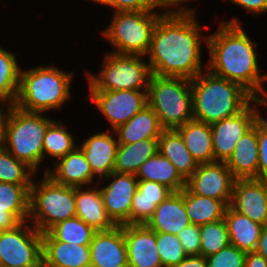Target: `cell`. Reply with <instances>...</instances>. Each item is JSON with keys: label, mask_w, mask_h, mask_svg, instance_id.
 I'll return each mask as SVG.
<instances>
[{"label": "cell", "mask_w": 267, "mask_h": 267, "mask_svg": "<svg viewBox=\"0 0 267 267\" xmlns=\"http://www.w3.org/2000/svg\"><path fill=\"white\" fill-rule=\"evenodd\" d=\"M197 16L169 14L158 19L146 55L152 74L191 80L207 69L202 53L208 34L202 33L210 27L202 25Z\"/></svg>", "instance_id": "6da1fadb"}, {"label": "cell", "mask_w": 267, "mask_h": 267, "mask_svg": "<svg viewBox=\"0 0 267 267\" xmlns=\"http://www.w3.org/2000/svg\"><path fill=\"white\" fill-rule=\"evenodd\" d=\"M219 22L216 31L208 34L207 69L241 85L250 94L264 89L267 72L261 73L264 70L259 67L258 43L243 29L237 17Z\"/></svg>", "instance_id": "7a4b0ae2"}, {"label": "cell", "mask_w": 267, "mask_h": 267, "mask_svg": "<svg viewBox=\"0 0 267 267\" xmlns=\"http://www.w3.org/2000/svg\"><path fill=\"white\" fill-rule=\"evenodd\" d=\"M73 73V74H72ZM74 72L65 71L57 65H38L22 68L19 90L14 105L28 112L52 113L62 110L70 99Z\"/></svg>", "instance_id": "3957f363"}, {"label": "cell", "mask_w": 267, "mask_h": 267, "mask_svg": "<svg viewBox=\"0 0 267 267\" xmlns=\"http://www.w3.org/2000/svg\"><path fill=\"white\" fill-rule=\"evenodd\" d=\"M194 119L212 125L241 112L250 103V93L241 85L208 69L190 80Z\"/></svg>", "instance_id": "277c9868"}, {"label": "cell", "mask_w": 267, "mask_h": 267, "mask_svg": "<svg viewBox=\"0 0 267 267\" xmlns=\"http://www.w3.org/2000/svg\"><path fill=\"white\" fill-rule=\"evenodd\" d=\"M43 112H28L13 106L6 127L3 147L39 174L43 163V139L55 120Z\"/></svg>", "instance_id": "5b68a950"}, {"label": "cell", "mask_w": 267, "mask_h": 267, "mask_svg": "<svg viewBox=\"0 0 267 267\" xmlns=\"http://www.w3.org/2000/svg\"><path fill=\"white\" fill-rule=\"evenodd\" d=\"M142 55L117 54L108 51L103 55L98 73L85 71L88 91H148L152 76L150 65ZM146 60V61H145Z\"/></svg>", "instance_id": "8992f818"}, {"label": "cell", "mask_w": 267, "mask_h": 267, "mask_svg": "<svg viewBox=\"0 0 267 267\" xmlns=\"http://www.w3.org/2000/svg\"><path fill=\"white\" fill-rule=\"evenodd\" d=\"M36 179L30 188L28 221L44 233L76 216L75 187L57 184L46 174Z\"/></svg>", "instance_id": "52a82bcc"}, {"label": "cell", "mask_w": 267, "mask_h": 267, "mask_svg": "<svg viewBox=\"0 0 267 267\" xmlns=\"http://www.w3.org/2000/svg\"><path fill=\"white\" fill-rule=\"evenodd\" d=\"M147 103L164 129H176L194 119L190 79L152 74Z\"/></svg>", "instance_id": "ba28073f"}, {"label": "cell", "mask_w": 267, "mask_h": 267, "mask_svg": "<svg viewBox=\"0 0 267 267\" xmlns=\"http://www.w3.org/2000/svg\"><path fill=\"white\" fill-rule=\"evenodd\" d=\"M112 19L101 37L109 43L117 54L146 56L154 27L163 15L158 11L113 12Z\"/></svg>", "instance_id": "9c48e42d"}, {"label": "cell", "mask_w": 267, "mask_h": 267, "mask_svg": "<svg viewBox=\"0 0 267 267\" xmlns=\"http://www.w3.org/2000/svg\"><path fill=\"white\" fill-rule=\"evenodd\" d=\"M42 259V233L29 221L0 231V267H30Z\"/></svg>", "instance_id": "30bf717a"}, {"label": "cell", "mask_w": 267, "mask_h": 267, "mask_svg": "<svg viewBox=\"0 0 267 267\" xmlns=\"http://www.w3.org/2000/svg\"><path fill=\"white\" fill-rule=\"evenodd\" d=\"M85 98L106 119L109 129L128 122L147 103V91H89Z\"/></svg>", "instance_id": "8fae6325"}, {"label": "cell", "mask_w": 267, "mask_h": 267, "mask_svg": "<svg viewBox=\"0 0 267 267\" xmlns=\"http://www.w3.org/2000/svg\"><path fill=\"white\" fill-rule=\"evenodd\" d=\"M104 208L116 225H130V211L133 197L138 189L135 174L112 172L99 180ZM106 182L105 185L102 182Z\"/></svg>", "instance_id": "7c38bea8"}, {"label": "cell", "mask_w": 267, "mask_h": 267, "mask_svg": "<svg viewBox=\"0 0 267 267\" xmlns=\"http://www.w3.org/2000/svg\"><path fill=\"white\" fill-rule=\"evenodd\" d=\"M235 178L226 162L198 164L191 177L186 180V188L194 194L231 202Z\"/></svg>", "instance_id": "4fadbf2b"}, {"label": "cell", "mask_w": 267, "mask_h": 267, "mask_svg": "<svg viewBox=\"0 0 267 267\" xmlns=\"http://www.w3.org/2000/svg\"><path fill=\"white\" fill-rule=\"evenodd\" d=\"M255 125L254 111L249 103L241 112L211 125L214 162H226L239 139Z\"/></svg>", "instance_id": "5bb4252c"}, {"label": "cell", "mask_w": 267, "mask_h": 267, "mask_svg": "<svg viewBox=\"0 0 267 267\" xmlns=\"http://www.w3.org/2000/svg\"><path fill=\"white\" fill-rule=\"evenodd\" d=\"M229 206L252 221L267 225V181L235 179Z\"/></svg>", "instance_id": "9a60e30c"}, {"label": "cell", "mask_w": 267, "mask_h": 267, "mask_svg": "<svg viewBox=\"0 0 267 267\" xmlns=\"http://www.w3.org/2000/svg\"><path fill=\"white\" fill-rule=\"evenodd\" d=\"M89 246L90 267H128L124 225L96 231Z\"/></svg>", "instance_id": "2e32d148"}, {"label": "cell", "mask_w": 267, "mask_h": 267, "mask_svg": "<svg viewBox=\"0 0 267 267\" xmlns=\"http://www.w3.org/2000/svg\"><path fill=\"white\" fill-rule=\"evenodd\" d=\"M128 267H163L156 232L146 224L124 225Z\"/></svg>", "instance_id": "e0dca14e"}, {"label": "cell", "mask_w": 267, "mask_h": 267, "mask_svg": "<svg viewBox=\"0 0 267 267\" xmlns=\"http://www.w3.org/2000/svg\"><path fill=\"white\" fill-rule=\"evenodd\" d=\"M90 165L93 175L102 179L114 172L118 141L114 130L107 129L91 134L78 145Z\"/></svg>", "instance_id": "ac0fdd59"}, {"label": "cell", "mask_w": 267, "mask_h": 267, "mask_svg": "<svg viewBox=\"0 0 267 267\" xmlns=\"http://www.w3.org/2000/svg\"><path fill=\"white\" fill-rule=\"evenodd\" d=\"M43 170V174L48 175L55 183L69 187L77 188L99 182L93 175L85 154L79 146L66 156L59 158L54 162V166H47Z\"/></svg>", "instance_id": "d6986e66"}, {"label": "cell", "mask_w": 267, "mask_h": 267, "mask_svg": "<svg viewBox=\"0 0 267 267\" xmlns=\"http://www.w3.org/2000/svg\"><path fill=\"white\" fill-rule=\"evenodd\" d=\"M99 185L100 182L75 188L76 217L95 231H107L116 224L107 215Z\"/></svg>", "instance_id": "ffe728a7"}, {"label": "cell", "mask_w": 267, "mask_h": 267, "mask_svg": "<svg viewBox=\"0 0 267 267\" xmlns=\"http://www.w3.org/2000/svg\"><path fill=\"white\" fill-rule=\"evenodd\" d=\"M42 259L48 267H90V246L56 241L44 232Z\"/></svg>", "instance_id": "44dd1931"}, {"label": "cell", "mask_w": 267, "mask_h": 267, "mask_svg": "<svg viewBox=\"0 0 267 267\" xmlns=\"http://www.w3.org/2000/svg\"><path fill=\"white\" fill-rule=\"evenodd\" d=\"M31 186L0 182V231L28 221Z\"/></svg>", "instance_id": "7402d4cb"}, {"label": "cell", "mask_w": 267, "mask_h": 267, "mask_svg": "<svg viewBox=\"0 0 267 267\" xmlns=\"http://www.w3.org/2000/svg\"><path fill=\"white\" fill-rule=\"evenodd\" d=\"M190 223L184 207V188L173 192L154 210L153 216L146 225L156 233L177 235Z\"/></svg>", "instance_id": "603a6c76"}, {"label": "cell", "mask_w": 267, "mask_h": 267, "mask_svg": "<svg viewBox=\"0 0 267 267\" xmlns=\"http://www.w3.org/2000/svg\"><path fill=\"white\" fill-rule=\"evenodd\" d=\"M258 157V126L255 124L239 139L226 165L235 179H257Z\"/></svg>", "instance_id": "cb8c5ba5"}, {"label": "cell", "mask_w": 267, "mask_h": 267, "mask_svg": "<svg viewBox=\"0 0 267 267\" xmlns=\"http://www.w3.org/2000/svg\"><path fill=\"white\" fill-rule=\"evenodd\" d=\"M163 130L158 116L147 104L128 122L118 126L114 132L118 144H131L144 139H158Z\"/></svg>", "instance_id": "d4e9b609"}, {"label": "cell", "mask_w": 267, "mask_h": 267, "mask_svg": "<svg viewBox=\"0 0 267 267\" xmlns=\"http://www.w3.org/2000/svg\"><path fill=\"white\" fill-rule=\"evenodd\" d=\"M197 164L214 162L212 128L210 124L192 119L176 128Z\"/></svg>", "instance_id": "484cf974"}, {"label": "cell", "mask_w": 267, "mask_h": 267, "mask_svg": "<svg viewBox=\"0 0 267 267\" xmlns=\"http://www.w3.org/2000/svg\"><path fill=\"white\" fill-rule=\"evenodd\" d=\"M158 151L165 156L187 180L198 167L176 129H164L158 138Z\"/></svg>", "instance_id": "4316f807"}, {"label": "cell", "mask_w": 267, "mask_h": 267, "mask_svg": "<svg viewBox=\"0 0 267 267\" xmlns=\"http://www.w3.org/2000/svg\"><path fill=\"white\" fill-rule=\"evenodd\" d=\"M224 220L230 243L246 253L255 252L263 225L234 211L229 205Z\"/></svg>", "instance_id": "83f0119b"}, {"label": "cell", "mask_w": 267, "mask_h": 267, "mask_svg": "<svg viewBox=\"0 0 267 267\" xmlns=\"http://www.w3.org/2000/svg\"><path fill=\"white\" fill-rule=\"evenodd\" d=\"M136 177L138 180L154 181L163 184L173 192H179L186 187V180L159 151L140 166Z\"/></svg>", "instance_id": "f1b7e54d"}, {"label": "cell", "mask_w": 267, "mask_h": 267, "mask_svg": "<svg viewBox=\"0 0 267 267\" xmlns=\"http://www.w3.org/2000/svg\"><path fill=\"white\" fill-rule=\"evenodd\" d=\"M158 152V139H144L131 144H118L114 172L135 174L140 166Z\"/></svg>", "instance_id": "f546056e"}, {"label": "cell", "mask_w": 267, "mask_h": 267, "mask_svg": "<svg viewBox=\"0 0 267 267\" xmlns=\"http://www.w3.org/2000/svg\"><path fill=\"white\" fill-rule=\"evenodd\" d=\"M184 207L190 223L200 226L223 219L228 206L221 200L191 193L184 187Z\"/></svg>", "instance_id": "4dcf8cb0"}, {"label": "cell", "mask_w": 267, "mask_h": 267, "mask_svg": "<svg viewBox=\"0 0 267 267\" xmlns=\"http://www.w3.org/2000/svg\"><path fill=\"white\" fill-rule=\"evenodd\" d=\"M68 127L60 119L58 121L55 119L48 126L43 139V163L47 158V160H52L54 164L59 158L66 156L79 145Z\"/></svg>", "instance_id": "1f68e13d"}, {"label": "cell", "mask_w": 267, "mask_h": 267, "mask_svg": "<svg viewBox=\"0 0 267 267\" xmlns=\"http://www.w3.org/2000/svg\"><path fill=\"white\" fill-rule=\"evenodd\" d=\"M20 71L16 54L0 46V97L13 103L16 101Z\"/></svg>", "instance_id": "d6a6232c"}, {"label": "cell", "mask_w": 267, "mask_h": 267, "mask_svg": "<svg viewBox=\"0 0 267 267\" xmlns=\"http://www.w3.org/2000/svg\"><path fill=\"white\" fill-rule=\"evenodd\" d=\"M96 231L79 217L66 219L54 225L48 233L60 242L90 245Z\"/></svg>", "instance_id": "836d02e7"}, {"label": "cell", "mask_w": 267, "mask_h": 267, "mask_svg": "<svg viewBox=\"0 0 267 267\" xmlns=\"http://www.w3.org/2000/svg\"><path fill=\"white\" fill-rule=\"evenodd\" d=\"M37 174L25 163L19 161L4 147H0V182L31 186Z\"/></svg>", "instance_id": "e575fe53"}, {"label": "cell", "mask_w": 267, "mask_h": 267, "mask_svg": "<svg viewBox=\"0 0 267 267\" xmlns=\"http://www.w3.org/2000/svg\"><path fill=\"white\" fill-rule=\"evenodd\" d=\"M230 244L228 229L224 218L200 225V255L207 258Z\"/></svg>", "instance_id": "d590c367"}, {"label": "cell", "mask_w": 267, "mask_h": 267, "mask_svg": "<svg viewBox=\"0 0 267 267\" xmlns=\"http://www.w3.org/2000/svg\"><path fill=\"white\" fill-rule=\"evenodd\" d=\"M156 244L163 267L177 265L187 257L177 235L156 233Z\"/></svg>", "instance_id": "8d00e7d4"}, {"label": "cell", "mask_w": 267, "mask_h": 267, "mask_svg": "<svg viewBox=\"0 0 267 267\" xmlns=\"http://www.w3.org/2000/svg\"><path fill=\"white\" fill-rule=\"evenodd\" d=\"M246 252L230 244L206 258L207 267H244Z\"/></svg>", "instance_id": "74e56055"}, {"label": "cell", "mask_w": 267, "mask_h": 267, "mask_svg": "<svg viewBox=\"0 0 267 267\" xmlns=\"http://www.w3.org/2000/svg\"><path fill=\"white\" fill-rule=\"evenodd\" d=\"M165 199L138 198V189L132 200L130 224H146L156 207Z\"/></svg>", "instance_id": "f35d334b"}, {"label": "cell", "mask_w": 267, "mask_h": 267, "mask_svg": "<svg viewBox=\"0 0 267 267\" xmlns=\"http://www.w3.org/2000/svg\"><path fill=\"white\" fill-rule=\"evenodd\" d=\"M194 1L195 0H150V3L155 11H157L158 9L159 12L163 15L198 14V6H196L195 8L188 7L189 2Z\"/></svg>", "instance_id": "ab89813d"}, {"label": "cell", "mask_w": 267, "mask_h": 267, "mask_svg": "<svg viewBox=\"0 0 267 267\" xmlns=\"http://www.w3.org/2000/svg\"><path fill=\"white\" fill-rule=\"evenodd\" d=\"M182 247L187 256L200 255V226L189 224L178 234Z\"/></svg>", "instance_id": "60d3db41"}, {"label": "cell", "mask_w": 267, "mask_h": 267, "mask_svg": "<svg viewBox=\"0 0 267 267\" xmlns=\"http://www.w3.org/2000/svg\"><path fill=\"white\" fill-rule=\"evenodd\" d=\"M98 5L110 7L114 12L155 11L150 0H102Z\"/></svg>", "instance_id": "b9f144b4"}, {"label": "cell", "mask_w": 267, "mask_h": 267, "mask_svg": "<svg viewBox=\"0 0 267 267\" xmlns=\"http://www.w3.org/2000/svg\"><path fill=\"white\" fill-rule=\"evenodd\" d=\"M173 191L167 186L147 180H138V198L166 199Z\"/></svg>", "instance_id": "7bdbcfd3"}, {"label": "cell", "mask_w": 267, "mask_h": 267, "mask_svg": "<svg viewBox=\"0 0 267 267\" xmlns=\"http://www.w3.org/2000/svg\"><path fill=\"white\" fill-rule=\"evenodd\" d=\"M250 104L254 111L255 124L263 131L267 133V117H263V113L260 107L267 108V87L250 94ZM260 106V107H259Z\"/></svg>", "instance_id": "ee69618b"}, {"label": "cell", "mask_w": 267, "mask_h": 267, "mask_svg": "<svg viewBox=\"0 0 267 267\" xmlns=\"http://www.w3.org/2000/svg\"><path fill=\"white\" fill-rule=\"evenodd\" d=\"M258 173L257 179L267 181V133L258 127Z\"/></svg>", "instance_id": "f6af8a7d"}, {"label": "cell", "mask_w": 267, "mask_h": 267, "mask_svg": "<svg viewBox=\"0 0 267 267\" xmlns=\"http://www.w3.org/2000/svg\"><path fill=\"white\" fill-rule=\"evenodd\" d=\"M231 3L234 7L238 6L245 12L251 13L253 16L257 17L261 14L267 13V0H222Z\"/></svg>", "instance_id": "bcb514c9"}, {"label": "cell", "mask_w": 267, "mask_h": 267, "mask_svg": "<svg viewBox=\"0 0 267 267\" xmlns=\"http://www.w3.org/2000/svg\"><path fill=\"white\" fill-rule=\"evenodd\" d=\"M13 106V102L0 97V147H3L5 142L6 127Z\"/></svg>", "instance_id": "7dc6e473"}, {"label": "cell", "mask_w": 267, "mask_h": 267, "mask_svg": "<svg viewBox=\"0 0 267 267\" xmlns=\"http://www.w3.org/2000/svg\"><path fill=\"white\" fill-rule=\"evenodd\" d=\"M171 267H207L206 258L202 255L187 256L183 261Z\"/></svg>", "instance_id": "c3c4849f"}, {"label": "cell", "mask_w": 267, "mask_h": 267, "mask_svg": "<svg viewBox=\"0 0 267 267\" xmlns=\"http://www.w3.org/2000/svg\"><path fill=\"white\" fill-rule=\"evenodd\" d=\"M244 267H267V260L256 252L246 254Z\"/></svg>", "instance_id": "681fc988"}, {"label": "cell", "mask_w": 267, "mask_h": 267, "mask_svg": "<svg viewBox=\"0 0 267 267\" xmlns=\"http://www.w3.org/2000/svg\"><path fill=\"white\" fill-rule=\"evenodd\" d=\"M255 252L267 260V225L262 227Z\"/></svg>", "instance_id": "f907efd6"}, {"label": "cell", "mask_w": 267, "mask_h": 267, "mask_svg": "<svg viewBox=\"0 0 267 267\" xmlns=\"http://www.w3.org/2000/svg\"><path fill=\"white\" fill-rule=\"evenodd\" d=\"M30 267H48V266L44 263L43 259H41L37 264Z\"/></svg>", "instance_id": "816d5d0a"}, {"label": "cell", "mask_w": 267, "mask_h": 267, "mask_svg": "<svg viewBox=\"0 0 267 267\" xmlns=\"http://www.w3.org/2000/svg\"><path fill=\"white\" fill-rule=\"evenodd\" d=\"M87 1H88V0H87ZM89 1H91V3H92V2H93V3L95 2V4L98 5L102 0H89Z\"/></svg>", "instance_id": "f5cc1de1"}]
</instances>
